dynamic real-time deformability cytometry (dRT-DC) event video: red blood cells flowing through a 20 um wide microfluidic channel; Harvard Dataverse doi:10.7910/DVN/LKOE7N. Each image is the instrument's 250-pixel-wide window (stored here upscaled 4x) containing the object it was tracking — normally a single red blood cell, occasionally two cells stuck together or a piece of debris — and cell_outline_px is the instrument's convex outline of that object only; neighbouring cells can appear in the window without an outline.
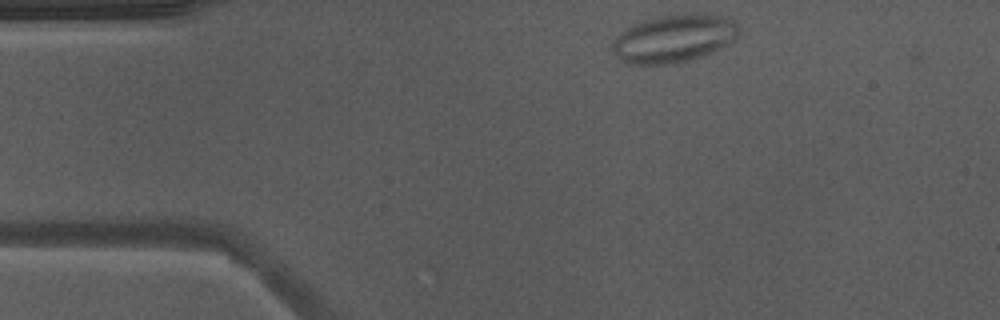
{"species": "Egyptian fruit bat (a non-hibernating species)", "species_latin": "Rousettus aegyptiacus", "temperature_condition": "warm", "stored_images_in_passage": 44, "camera_frame_rate_fps": 3000, "um_per_image_px": 0.085, "animal": {"sex": "male"}, "frame": {"image": 1, "passage_image": 1, "time_ms": 0.0, "image_size_px": [1000, 320], "cell_outline_px": [[740, 28], [736, 36], [728, 44], [704, 56], [692, 60], [668, 64], [624, 64], [612, 52], [612, 40], [620, 32], [632, 24], [644, 20], [660, 16], [684, 12], [704, 12], [736, 20]], "centroid_in_image_um": [57.27, 3.25], "position_along_channel_um": 27.7, "area_um2": 36.01}}
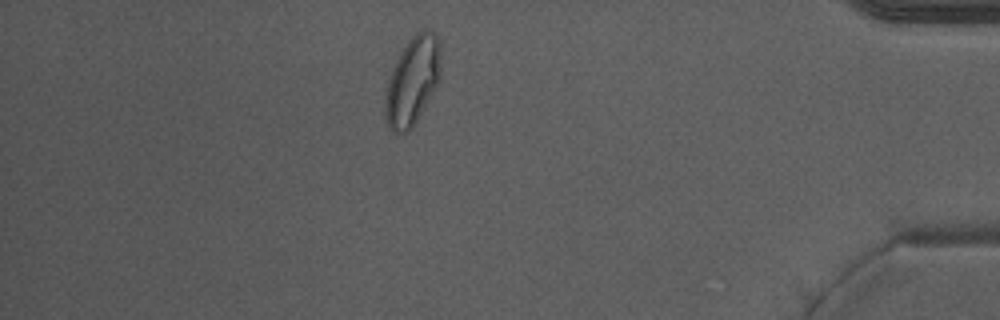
{"frame": {"image": 2, "passage_image": 37, "time_ms": 12.0, "image_size_px": [1000, 320], "cell_outline_px": [[440, 76], [436, 88], [412, 128], [408, 132], [396, 132], [388, 124], [384, 112], [388, 80], [392, 68], [400, 52], [408, 40], [420, 28], [424, 28], [432, 32], [440, 40]], "centroid_in_image_um": [35.08, 6.83], "position_along_channel_um": 400.1, "area_um2": 28.5}}
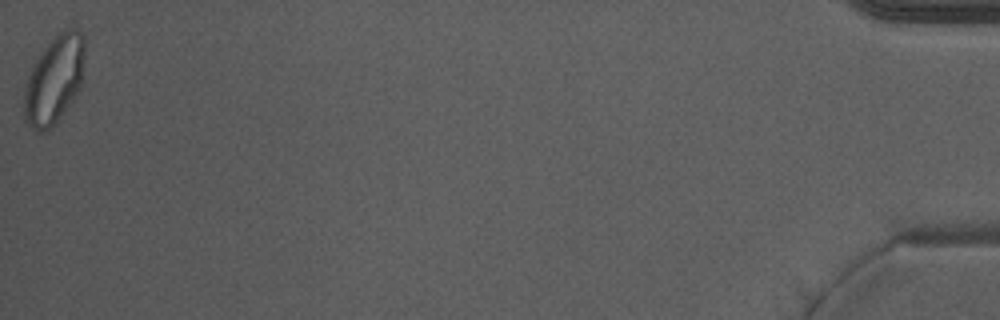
{"frame": {"image": 3, "passage_image": 44, "time_ms": 14.333, "image_size_px": [1000, 320], "cell_outline_px": [[84, 52], [80, 84], [76, 92], [52, 128], [48, 132], [36, 132], [24, 120], [24, 84], [32, 64], [48, 40], [52, 36], [64, 28], [76, 28], [84, 36]], "centroid_in_image_um": [4.55, 6.74], "position_along_channel_um": 430.6, "area_um2": 31.27}, "authors_computed_cell_mechanics": {"area_um2": 26.8481, "velocity_mm_per_s": 3.9412, "shape_relaxation_time_tau1_ms": null, "shape_relaxation_time_tau2_ms": 1.4128, "deformation_change_tau1": null, "deformation_change_tau2": 0.0631}}